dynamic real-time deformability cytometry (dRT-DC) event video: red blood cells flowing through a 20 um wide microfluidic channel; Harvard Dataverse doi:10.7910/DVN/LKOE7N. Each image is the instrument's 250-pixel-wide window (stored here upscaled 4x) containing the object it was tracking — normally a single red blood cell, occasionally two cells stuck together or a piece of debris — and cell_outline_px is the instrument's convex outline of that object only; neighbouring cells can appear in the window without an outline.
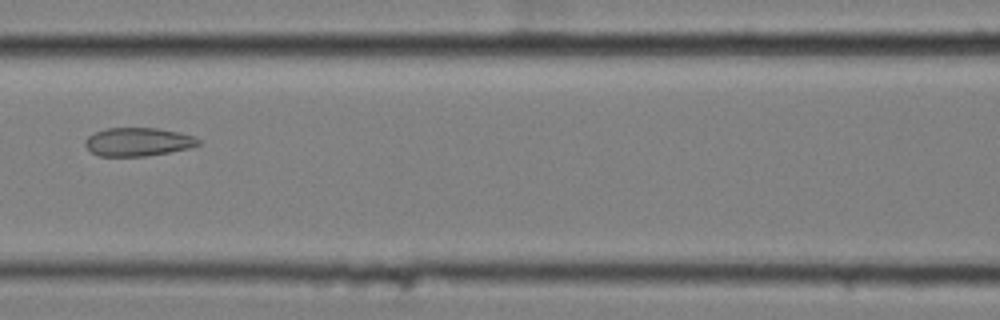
{"species": "common noctule bat (a hibernating species)", "species_latin": "Nyctalus noctula", "temperature_condition": "cold", "stored_images_in_passage": 3, "camera_frame_rate_fps": 3000, "um_per_image_px": 0.085, "animal": {"sex": "female", "body_mass_g": 25.1}, "frame": {"image": 1, "passage_image": 3, "time_ms": 0.667, "image_size_px": [1000, 320], "cell_outline_px": [[200, 144], [188, 148], [168, 152], [144, 156], [100, 156], [92, 152], [84, 144], [84, 140], [88, 136], [96, 132], [108, 128], [156, 128], [180, 132], [196, 136], [200, 140]], "centroid_in_image_um": [11.75, 12.05], "position_along_channel_um": 154.9, "area_um2": 18.67}}